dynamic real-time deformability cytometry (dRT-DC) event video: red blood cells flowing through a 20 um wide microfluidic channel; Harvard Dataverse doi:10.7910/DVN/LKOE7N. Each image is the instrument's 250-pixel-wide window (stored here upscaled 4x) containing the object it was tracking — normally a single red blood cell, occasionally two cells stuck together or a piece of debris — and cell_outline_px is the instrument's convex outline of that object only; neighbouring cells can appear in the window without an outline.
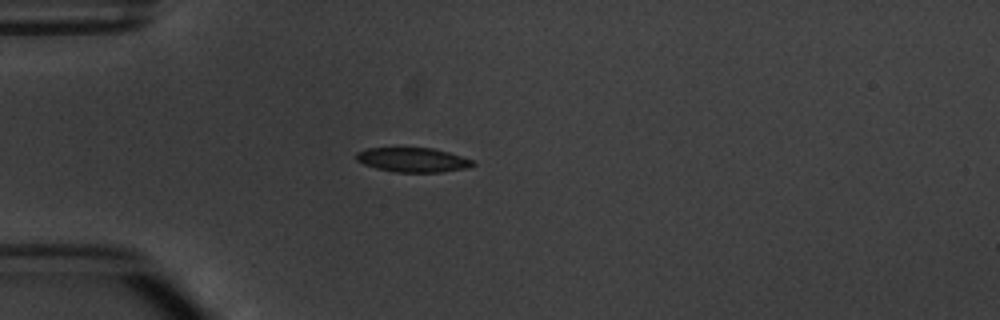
{"species": "common noctule bat (a hibernating species)", "species_latin": "Nyctalus noctula", "temperature_condition": "warm", "stored_images_in_passage": 4, "camera_frame_rate_fps": 3000, "um_per_image_px": 0.085, "animal": {"sex": "male", "body_mass_g": 20.1, "forearm_length_mm": 53.5}, "frame": {"image": 1, "passage_image": 4, "time_ms": 3.333, "image_size_px": [1000, 320], "cell_outline_px": [[476, 164], [468, 168], [440, 172], [396, 172], [376, 168], [364, 164], [356, 160], [356, 152], [368, 148], [432, 148], [448, 152], [472, 160]], "centroid_in_image_um": [35.08, 13.59], "position_along_channel_um": 49.9, "area_um2": 16.47}}